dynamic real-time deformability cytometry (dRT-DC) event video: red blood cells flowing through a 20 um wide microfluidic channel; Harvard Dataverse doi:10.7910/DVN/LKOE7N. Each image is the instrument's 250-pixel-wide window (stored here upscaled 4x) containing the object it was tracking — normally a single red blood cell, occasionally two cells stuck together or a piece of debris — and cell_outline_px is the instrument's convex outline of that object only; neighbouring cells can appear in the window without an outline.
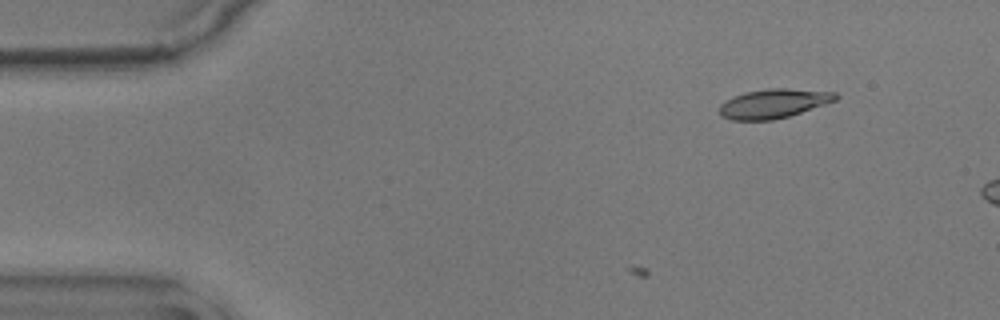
{"species": "common noctule bat (a hibernating species)", "species_latin": "Nyctalus noctula", "temperature_condition": "warm", "stored_images_in_passage": 4, "camera_frame_rate_fps": 3000, "um_per_image_px": 0.085, "animal": {"sex": "male", "body_mass_g": 17.9}, "frame": {"image": 1, "passage_image": 4, "time_ms": 1.0, "image_size_px": [1000, 320], "cell_outline_px": [[840, 96], [836, 100], [788, 116], [772, 120], [732, 120], [720, 116], [720, 104], [732, 96], [744, 92], [768, 88], [788, 88], [836, 92]], "centroid_in_image_um": [65.73, 8.79], "position_along_channel_um": 19.3, "area_um2": 19.77}}